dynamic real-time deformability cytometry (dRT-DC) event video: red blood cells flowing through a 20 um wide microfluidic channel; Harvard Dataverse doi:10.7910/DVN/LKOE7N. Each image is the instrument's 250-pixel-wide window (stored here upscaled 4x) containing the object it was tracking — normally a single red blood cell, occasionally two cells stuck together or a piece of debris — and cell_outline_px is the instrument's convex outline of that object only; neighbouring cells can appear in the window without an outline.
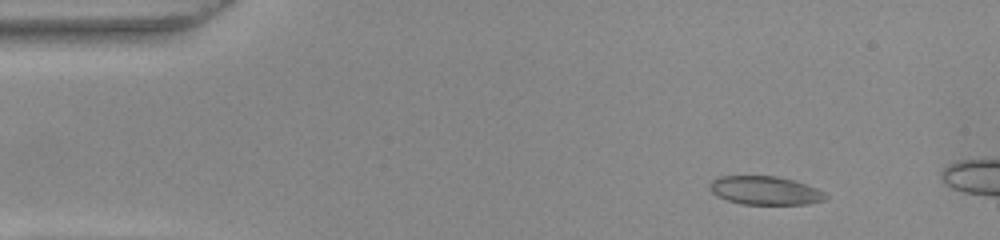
{"species": "common noctule bat (a hibernating species)", "species_latin": "Nyctalus noctula", "temperature_condition": "warm", "stored_images_in_passage": 43, "camera_frame_rate_fps": 3000, "um_per_image_px": 0.085, "animal": {"sex": "female", "body_mass_g": 22.0, "forearm_length_mm": 56.7}, "frame": {"image": 1, "passage_image": 1, "time_ms": 0.0, "image_size_px": [1000, 240], "cell_outline_px": [[828, 196], [824, 200], [808, 204], [740, 204], [716, 196], [708, 188], [708, 184], [712, 180], [720, 176], [776, 176], [792, 180], [816, 188], [824, 192]], "centroid_in_image_um": [64.99, 16.19], "position_along_channel_um": 20.0, "area_um2": 19.25}}
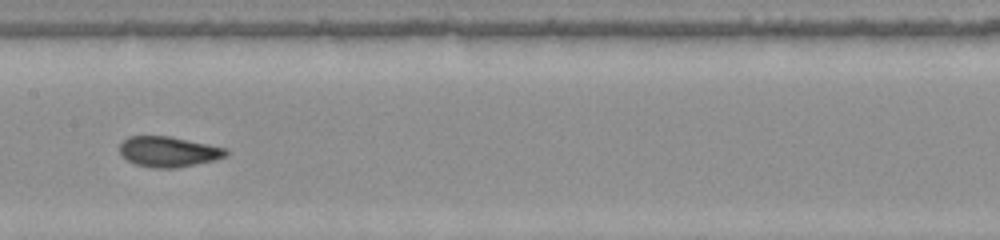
{"frame": {"image": 2, "passage_image": 21, "time_ms": 6.667, "image_size_px": [1000, 240], "cell_outline_px": [[228, 156], [216, 160], [176, 168], [152, 168], [136, 164], [128, 160], [120, 152], [120, 144], [128, 136], [168, 136], [228, 148]], "centroid_in_image_um": [14.36, 12.9], "position_along_channel_um": 193.0, "area_um2": 18.84}}
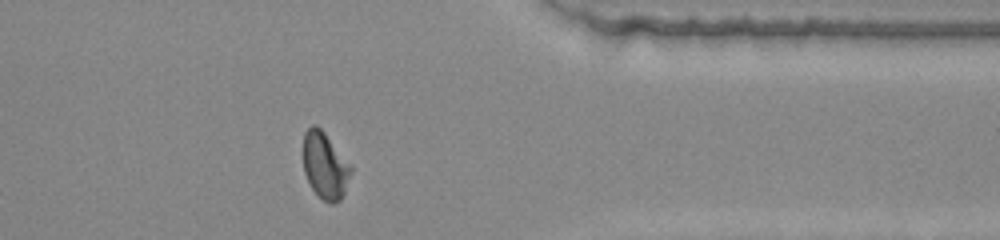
{"frame": {"image": 3, "passage_image": 37, "time_ms": 12.0, "image_size_px": [1000, 240], "cell_outline_px": [[352, 172], [344, 192], [340, 200], [332, 204], [328, 204], [312, 188], [304, 172], [304, 132], [312, 124], [316, 124], [324, 132], [352, 168]], "centroid_in_image_um": [27.62, 14.08], "position_along_channel_um": 383.8, "area_um2": 18.09}}